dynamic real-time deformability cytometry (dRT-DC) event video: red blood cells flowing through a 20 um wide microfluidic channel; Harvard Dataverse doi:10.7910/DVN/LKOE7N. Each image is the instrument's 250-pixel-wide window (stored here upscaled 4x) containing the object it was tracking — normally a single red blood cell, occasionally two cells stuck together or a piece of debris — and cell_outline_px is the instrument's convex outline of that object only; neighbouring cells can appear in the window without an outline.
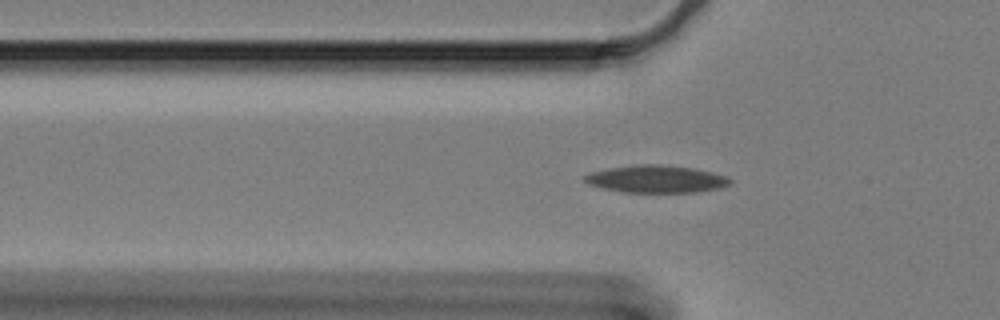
{"species": "Egyptian fruit bat (a non-hibernating species)", "species_latin": "Rousettus aegyptiacus", "temperature_condition": "cold", "stored_images_in_passage": 4, "camera_frame_rate_fps": 3000, "um_per_image_px": 0.085, "animal": {"sex": "female"}, "frame": {"image": 1, "passage_image": 2, "time_ms": 0.333, "image_size_px": [1000, 320], "cell_outline_px": [[732, 184], [720, 188], [696, 192], [624, 192], [604, 188], [588, 184], [584, 180], [584, 176], [592, 172], [612, 168], [636, 164], [660, 164], [692, 168], [712, 172], [728, 176], [732, 180]], "centroid_in_image_um": [55.84, 15.22], "position_along_channel_um": 70.0, "area_um2": 23.12}}